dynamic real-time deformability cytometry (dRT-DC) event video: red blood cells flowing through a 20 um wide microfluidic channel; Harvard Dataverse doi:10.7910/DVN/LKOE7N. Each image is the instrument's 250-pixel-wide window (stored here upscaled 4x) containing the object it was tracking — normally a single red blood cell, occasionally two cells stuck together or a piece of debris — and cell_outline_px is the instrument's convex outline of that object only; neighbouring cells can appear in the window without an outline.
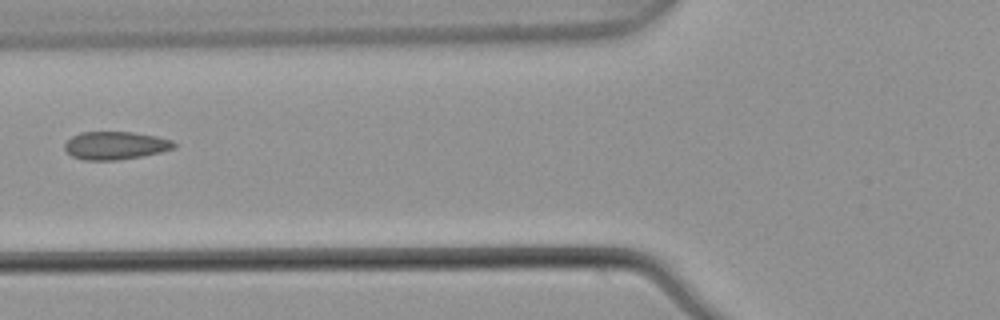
{"species": "common noctule bat (a hibernating species)", "species_latin": "Nyctalus noctula", "temperature_condition": "warm", "stored_images_in_passage": 5, "camera_frame_rate_fps": 3000, "um_per_image_px": 0.085, "animal": {"sex": "male", "body_mass_g": 21.5, "forearm_length_mm": 52.0}, "frame": {"image": 1, "passage_image": 4, "time_ms": 1.0, "image_size_px": [1000, 320], "cell_outline_px": [[176, 148], [160, 152], [140, 156], [116, 160], [84, 160], [72, 156], [64, 148], [64, 144], [72, 136], [80, 132], [132, 132], [156, 136], [172, 140], [176, 144]], "centroid_in_image_um": [9.81, 12.36], "position_along_channel_um": 116.0, "area_um2": 17.74}}
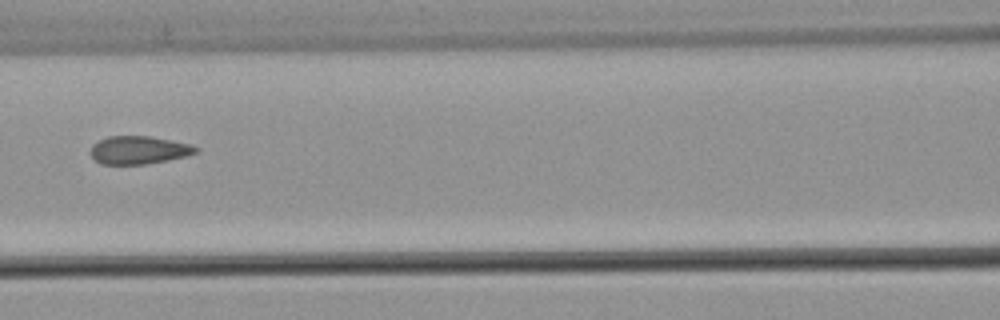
{"frame": {"image": 2, "passage_image": 5, "time_ms": 1.333, "image_size_px": [1000, 320], "cell_outline_px": [[200, 152], [188, 156], [168, 160], [144, 164], [100, 164], [92, 156], [92, 144], [108, 136], [152, 136], [192, 144], [200, 148]], "centroid_in_image_um": [11.88, 12.75], "position_along_channel_um": 154.7, "area_um2": 17.34}}